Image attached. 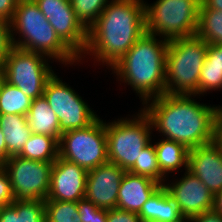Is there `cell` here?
I'll use <instances>...</instances> for the list:
<instances>
[{
  "mask_svg": "<svg viewBox=\"0 0 222 222\" xmlns=\"http://www.w3.org/2000/svg\"><path fill=\"white\" fill-rule=\"evenodd\" d=\"M194 96L164 93L145 102L141 109L164 139L193 149L215 141L218 109V106L200 104Z\"/></svg>",
  "mask_w": 222,
  "mask_h": 222,
  "instance_id": "6da1fadb",
  "label": "cell"
},
{
  "mask_svg": "<svg viewBox=\"0 0 222 222\" xmlns=\"http://www.w3.org/2000/svg\"><path fill=\"white\" fill-rule=\"evenodd\" d=\"M145 1L111 0L88 29L83 56L112 67L146 33Z\"/></svg>",
  "mask_w": 222,
  "mask_h": 222,
  "instance_id": "7a4b0ae2",
  "label": "cell"
},
{
  "mask_svg": "<svg viewBox=\"0 0 222 222\" xmlns=\"http://www.w3.org/2000/svg\"><path fill=\"white\" fill-rule=\"evenodd\" d=\"M144 33L112 67L120 81L136 91L142 104L165 93L168 40Z\"/></svg>",
  "mask_w": 222,
  "mask_h": 222,
  "instance_id": "3957f363",
  "label": "cell"
},
{
  "mask_svg": "<svg viewBox=\"0 0 222 222\" xmlns=\"http://www.w3.org/2000/svg\"><path fill=\"white\" fill-rule=\"evenodd\" d=\"M10 30L14 47L42 53L50 60L54 58L65 65L80 62L79 58L56 35L54 28L34 0H18L10 22ZM15 33L21 37L18 38L19 40L14 38Z\"/></svg>",
  "mask_w": 222,
  "mask_h": 222,
  "instance_id": "277c9868",
  "label": "cell"
},
{
  "mask_svg": "<svg viewBox=\"0 0 222 222\" xmlns=\"http://www.w3.org/2000/svg\"><path fill=\"white\" fill-rule=\"evenodd\" d=\"M208 43L197 35L168 41L165 93L197 95Z\"/></svg>",
  "mask_w": 222,
  "mask_h": 222,
  "instance_id": "5b68a950",
  "label": "cell"
},
{
  "mask_svg": "<svg viewBox=\"0 0 222 222\" xmlns=\"http://www.w3.org/2000/svg\"><path fill=\"white\" fill-rule=\"evenodd\" d=\"M130 119L118 118L106 122L108 161L128 171L138 160L141 151L151 142L152 123L141 109ZM136 116V117H135Z\"/></svg>",
  "mask_w": 222,
  "mask_h": 222,
  "instance_id": "8992f818",
  "label": "cell"
},
{
  "mask_svg": "<svg viewBox=\"0 0 222 222\" xmlns=\"http://www.w3.org/2000/svg\"><path fill=\"white\" fill-rule=\"evenodd\" d=\"M201 0L145 2L146 32L166 40L196 35Z\"/></svg>",
  "mask_w": 222,
  "mask_h": 222,
  "instance_id": "52a82bcc",
  "label": "cell"
},
{
  "mask_svg": "<svg viewBox=\"0 0 222 222\" xmlns=\"http://www.w3.org/2000/svg\"><path fill=\"white\" fill-rule=\"evenodd\" d=\"M99 118L86 128L62 133L59 157L87 171L108 163L105 122Z\"/></svg>",
  "mask_w": 222,
  "mask_h": 222,
  "instance_id": "ba28073f",
  "label": "cell"
},
{
  "mask_svg": "<svg viewBox=\"0 0 222 222\" xmlns=\"http://www.w3.org/2000/svg\"><path fill=\"white\" fill-rule=\"evenodd\" d=\"M48 58L13 46L1 70L4 80L33 100L43 96L46 83L54 74Z\"/></svg>",
  "mask_w": 222,
  "mask_h": 222,
  "instance_id": "9c48e42d",
  "label": "cell"
},
{
  "mask_svg": "<svg viewBox=\"0 0 222 222\" xmlns=\"http://www.w3.org/2000/svg\"><path fill=\"white\" fill-rule=\"evenodd\" d=\"M43 95L59 120L61 133L86 128L98 118L82 97L55 73L47 81Z\"/></svg>",
  "mask_w": 222,
  "mask_h": 222,
  "instance_id": "30bf717a",
  "label": "cell"
},
{
  "mask_svg": "<svg viewBox=\"0 0 222 222\" xmlns=\"http://www.w3.org/2000/svg\"><path fill=\"white\" fill-rule=\"evenodd\" d=\"M6 170L15 200H47L53 162L10 156L2 164Z\"/></svg>",
  "mask_w": 222,
  "mask_h": 222,
  "instance_id": "8fae6325",
  "label": "cell"
},
{
  "mask_svg": "<svg viewBox=\"0 0 222 222\" xmlns=\"http://www.w3.org/2000/svg\"><path fill=\"white\" fill-rule=\"evenodd\" d=\"M163 186L183 216L192 218L213 209V194L188 170L179 180Z\"/></svg>",
  "mask_w": 222,
  "mask_h": 222,
  "instance_id": "7c38bea8",
  "label": "cell"
},
{
  "mask_svg": "<svg viewBox=\"0 0 222 222\" xmlns=\"http://www.w3.org/2000/svg\"><path fill=\"white\" fill-rule=\"evenodd\" d=\"M87 170L58 157L52 165L47 200L78 202L84 199Z\"/></svg>",
  "mask_w": 222,
  "mask_h": 222,
  "instance_id": "4fadbf2b",
  "label": "cell"
},
{
  "mask_svg": "<svg viewBox=\"0 0 222 222\" xmlns=\"http://www.w3.org/2000/svg\"><path fill=\"white\" fill-rule=\"evenodd\" d=\"M125 172L110 162L89 170L84 198L101 209L117 208L119 187Z\"/></svg>",
  "mask_w": 222,
  "mask_h": 222,
  "instance_id": "5bb4252c",
  "label": "cell"
},
{
  "mask_svg": "<svg viewBox=\"0 0 222 222\" xmlns=\"http://www.w3.org/2000/svg\"><path fill=\"white\" fill-rule=\"evenodd\" d=\"M188 171L214 195L222 190V148L214 141L189 149Z\"/></svg>",
  "mask_w": 222,
  "mask_h": 222,
  "instance_id": "9a60e30c",
  "label": "cell"
},
{
  "mask_svg": "<svg viewBox=\"0 0 222 222\" xmlns=\"http://www.w3.org/2000/svg\"><path fill=\"white\" fill-rule=\"evenodd\" d=\"M59 39L82 60L88 41V30L78 20L74 10L42 12Z\"/></svg>",
  "mask_w": 222,
  "mask_h": 222,
  "instance_id": "2e32d148",
  "label": "cell"
},
{
  "mask_svg": "<svg viewBox=\"0 0 222 222\" xmlns=\"http://www.w3.org/2000/svg\"><path fill=\"white\" fill-rule=\"evenodd\" d=\"M160 186L148 177L126 171L119 187L117 208L138 214L143 204Z\"/></svg>",
  "mask_w": 222,
  "mask_h": 222,
  "instance_id": "e0dca14e",
  "label": "cell"
},
{
  "mask_svg": "<svg viewBox=\"0 0 222 222\" xmlns=\"http://www.w3.org/2000/svg\"><path fill=\"white\" fill-rule=\"evenodd\" d=\"M138 215L141 222H169L182 216L163 185L143 204Z\"/></svg>",
  "mask_w": 222,
  "mask_h": 222,
  "instance_id": "ac0fdd59",
  "label": "cell"
},
{
  "mask_svg": "<svg viewBox=\"0 0 222 222\" xmlns=\"http://www.w3.org/2000/svg\"><path fill=\"white\" fill-rule=\"evenodd\" d=\"M26 117L32 133L52 136L60 141L59 120L44 95L32 101Z\"/></svg>",
  "mask_w": 222,
  "mask_h": 222,
  "instance_id": "d6986e66",
  "label": "cell"
},
{
  "mask_svg": "<svg viewBox=\"0 0 222 222\" xmlns=\"http://www.w3.org/2000/svg\"><path fill=\"white\" fill-rule=\"evenodd\" d=\"M0 128L5 135L7 159L18 155L32 134L26 115L21 114H0Z\"/></svg>",
  "mask_w": 222,
  "mask_h": 222,
  "instance_id": "ffe728a7",
  "label": "cell"
},
{
  "mask_svg": "<svg viewBox=\"0 0 222 222\" xmlns=\"http://www.w3.org/2000/svg\"><path fill=\"white\" fill-rule=\"evenodd\" d=\"M157 160L161 173L166 177L168 173L185 167L188 170L189 149L182 143L172 140L161 139L154 143Z\"/></svg>",
  "mask_w": 222,
  "mask_h": 222,
  "instance_id": "44dd1931",
  "label": "cell"
},
{
  "mask_svg": "<svg viewBox=\"0 0 222 222\" xmlns=\"http://www.w3.org/2000/svg\"><path fill=\"white\" fill-rule=\"evenodd\" d=\"M18 156L34 161L54 162L59 157V141L52 136L32 133Z\"/></svg>",
  "mask_w": 222,
  "mask_h": 222,
  "instance_id": "7402d4cb",
  "label": "cell"
},
{
  "mask_svg": "<svg viewBox=\"0 0 222 222\" xmlns=\"http://www.w3.org/2000/svg\"><path fill=\"white\" fill-rule=\"evenodd\" d=\"M196 35L208 44H222V11L208 9L201 3Z\"/></svg>",
  "mask_w": 222,
  "mask_h": 222,
  "instance_id": "603a6c76",
  "label": "cell"
},
{
  "mask_svg": "<svg viewBox=\"0 0 222 222\" xmlns=\"http://www.w3.org/2000/svg\"><path fill=\"white\" fill-rule=\"evenodd\" d=\"M33 99L5 80L0 88V114L27 115Z\"/></svg>",
  "mask_w": 222,
  "mask_h": 222,
  "instance_id": "cb8c5ba5",
  "label": "cell"
},
{
  "mask_svg": "<svg viewBox=\"0 0 222 222\" xmlns=\"http://www.w3.org/2000/svg\"><path fill=\"white\" fill-rule=\"evenodd\" d=\"M128 172L148 177L161 185L165 184L166 177L160 171L156 150L152 142L142 149L138 160Z\"/></svg>",
  "mask_w": 222,
  "mask_h": 222,
  "instance_id": "d4e9b609",
  "label": "cell"
},
{
  "mask_svg": "<svg viewBox=\"0 0 222 222\" xmlns=\"http://www.w3.org/2000/svg\"><path fill=\"white\" fill-rule=\"evenodd\" d=\"M45 222H81L77 203L45 200Z\"/></svg>",
  "mask_w": 222,
  "mask_h": 222,
  "instance_id": "484cf974",
  "label": "cell"
},
{
  "mask_svg": "<svg viewBox=\"0 0 222 222\" xmlns=\"http://www.w3.org/2000/svg\"><path fill=\"white\" fill-rule=\"evenodd\" d=\"M78 20L88 30L101 15L109 0H70Z\"/></svg>",
  "mask_w": 222,
  "mask_h": 222,
  "instance_id": "4316f807",
  "label": "cell"
},
{
  "mask_svg": "<svg viewBox=\"0 0 222 222\" xmlns=\"http://www.w3.org/2000/svg\"><path fill=\"white\" fill-rule=\"evenodd\" d=\"M11 205L18 213V222H45V200H14Z\"/></svg>",
  "mask_w": 222,
  "mask_h": 222,
  "instance_id": "83f0119b",
  "label": "cell"
},
{
  "mask_svg": "<svg viewBox=\"0 0 222 222\" xmlns=\"http://www.w3.org/2000/svg\"><path fill=\"white\" fill-rule=\"evenodd\" d=\"M222 88V67L218 65H203L199 78L198 95L207 91H215Z\"/></svg>",
  "mask_w": 222,
  "mask_h": 222,
  "instance_id": "f1b7e54d",
  "label": "cell"
},
{
  "mask_svg": "<svg viewBox=\"0 0 222 222\" xmlns=\"http://www.w3.org/2000/svg\"><path fill=\"white\" fill-rule=\"evenodd\" d=\"M76 203L81 222H107L106 209L98 208L95 204L85 198Z\"/></svg>",
  "mask_w": 222,
  "mask_h": 222,
  "instance_id": "f546056e",
  "label": "cell"
},
{
  "mask_svg": "<svg viewBox=\"0 0 222 222\" xmlns=\"http://www.w3.org/2000/svg\"><path fill=\"white\" fill-rule=\"evenodd\" d=\"M12 47L10 23L0 20V70H2Z\"/></svg>",
  "mask_w": 222,
  "mask_h": 222,
  "instance_id": "4dcf8cb0",
  "label": "cell"
},
{
  "mask_svg": "<svg viewBox=\"0 0 222 222\" xmlns=\"http://www.w3.org/2000/svg\"><path fill=\"white\" fill-rule=\"evenodd\" d=\"M14 200L10 178L6 170L0 165V206L10 205Z\"/></svg>",
  "mask_w": 222,
  "mask_h": 222,
  "instance_id": "1f68e13d",
  "label": "cell"
},
{
  "mask_svg": "<svg viewBox=\"0 0 222 222\" xmlns=\"http://www.w3.org/2000/svg\"><path fill=\"white\" fill-rule=\"evenodd\" d=\"M107 222H141L137 213L113 208L107 210Z\"/></svg>",
  "mask_w": 222,
  "mask_h": 222,
  "instance_id": "d6a6232c",
  "label": "cell"
},
{
  "mask_svg": "<svg viewBox=\"0 0 222 222\" xmlns=\"http://www.w3.org/2000/svg\"><path fill=\"white\" fill-rule=\"evenodd\" d=\"M41 12L73 10L70 0H34Z\"/></svg>",
  "mask_w": 222,
  "mask_h": 222,
  "instance_id": "836d02e7",
  "label": "cell"
},
{
  "mask_svg": "<svg viewBox=\"0 0 222 222\" xmlns=\"http://www.w3.org/2000/svg\"><path fill=\"white\" fill-rule=\"evenodd\" d=\"M203 65H218L222 67V44H209Z\"/></svg>",
  "mask_w": 222,
  "mask_h": 222,
  "instance_id": "e575fe53",
  "label": "cell"
},
{
  "mask_svg": "<svg viewBox=\"0 0 222 222\" xmlns=\"http://www.w3.org/2000/svg\"><path fill=\"white\" fill-rule=\"evenodd\" d=\"M18 0H0V20L11 22Z\"/></svg>",
  "mask_w": 222,
  "mask_h": 222,
  "instance_id": "d590c367",
  "label": "cell"
},
{
  "mask_svg": "<svg viewBox=\"0 0 222 222\" xmlns=\"http://www.w3.org/2000/svg\"><path fill=\"white\" fill-rule=\"evenodd\" d=\"M0 222H18V213L11 204L0 207Z\"/></svg>",
  "mask_w": 222,
  "mask_h": 222,
  "instance_id": "8d00e7d4",
  "label": "cell"
},
{
  "mask_svg": "<svg viewBox=\"0 0 222 222\" xmlns=\"http://www.w3.org/2000/svg\"><path fill=\"white\" fill-rule=\"evenodd\" d=\"M191 222H222V215L211 210L192 217Z\"/></svg>",
  "mask_w": 222,
  "mask_h": 222,
  "instance_id": "74e56055",
  "label": "cell"
},
{
  "mask_svg": "<svg viewBox=\"0 0 222 222\" xmlns=\"http://www.w3.org/2000/svg\"><path fill=\"white\" fill-rule=\"evenodd\" d=\"M215 142L222 148V106H218L216 113Z\"/></svg>",
  "mask_w": 222,
  "mask_h": 222,
  "instance_id": "f35d334b",
  "label": "cell"
},
{
  "mask_svg": "<svg viewBox=\"0 0 222 222\" xmlns=\"http://www.w3.org/2000/svg\"><path fill=\"white\" fill-rule=\"evenodd\" d=\"M7 160V146L5 143V135L0 128V165Z\"/></svg>",
  "mask_w": 222,
  "mask_h": 222,
  "instance_id": "ab89813d",
  "label": "cell"
},
{
  "mask_svg": "<svg viewBox=\"0 0 222 222\" xmlns=\"http://www.w3.org/2000/svg\"><path fill=\"white\" fill-rule=\"evenodd\" d=\"M201 3L208 9L222 11V0H201Z\"/></svg>",
  "mask_w": 222,
  "mask_h": 222,
  "instance_id": "60d3db41",
  "label": "cell"
},
{
  "mask_svg": "<svg viewBox=\"0 0 222 222\" xmlns=\"http://www.w3.org/2000/svg\"><path fill=\"white\" fill-rule=\"evenodd\" d=\"M212 210L222 215V190L214 195Z\"/></svg>",
  "mask_w": 222,
  "mask_h": 222,
  "instance_id": "b9f144b4",
  "label": "cell"
},
{
  "mask_svg": "<svg viewBox=\"0 0 222 222\" xmlns=\"http://www.w3.org/2000/svg\"><path fill=\"white\" fill-rule=\"evenodd\" d=\"M169 222H191V218L182 215L180 218Z\"/></svg>",
  "mask_w": 222,
  "mask_h": 222,
  "instance_id": "7bdbcfd3",
  "label": "cell"
},
{
  "mask_svg": "<svg viewBox=\"0 0 222 222\" xmlns=\"http://www.w3.org/2000/svg\"><path fill=\"white\" fill-rule=\"evenodd\" d=\"M4 80V76H3V73L2 71L0 70V88H1V85H2V81Z\"/></svg>",
  "mask_w": 222,
  "mask_h": 222,
  "instance_id": "ee69618b",
  "label": "cell"
}]
</instances>
